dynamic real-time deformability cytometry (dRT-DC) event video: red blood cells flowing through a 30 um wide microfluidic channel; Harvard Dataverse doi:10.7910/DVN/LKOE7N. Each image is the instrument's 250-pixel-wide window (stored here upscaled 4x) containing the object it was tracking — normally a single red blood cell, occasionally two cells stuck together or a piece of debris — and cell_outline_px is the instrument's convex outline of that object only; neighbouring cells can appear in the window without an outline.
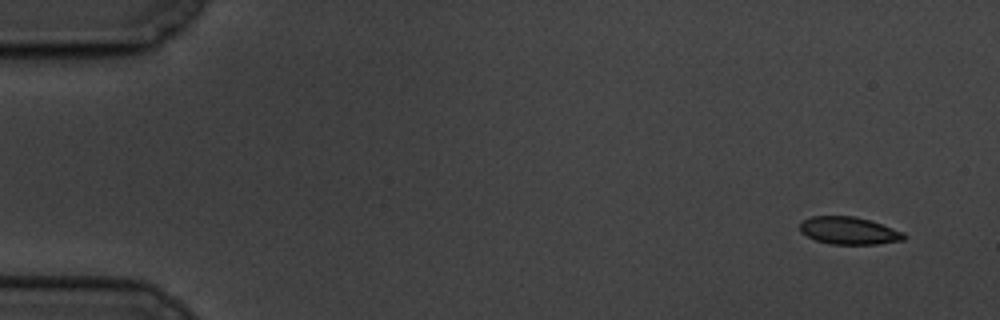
{"species": "common noctule bat (a hibernating species)", "species_latin": "Nyctalus noctula", "temperature_condition": "cold", "stored_images_in_passage": 5, "camera_frame_rate_fps": 3000, "um_per_image_px": 0.085, "animal": {"sex": "male", "body_mass_g": 19.5, "forearm_length_mm": 54.6}, "frame": {"image": 1, "passage_image": 1, "time_ms": 0.0, "image_size_px": [1000, 320], "cell_outline_px": [[908, 236], [904, 240], [876, 244], [832, 244], [816, 240], [800, 232], [800, 224], [804, 220], [812, 216], [852, 216], [868, 220], [904, 232]], "centroid_in_image_um": [72.17, 19.61], "position_along_channel_um": 12.8, "area_um2": 16.47}}
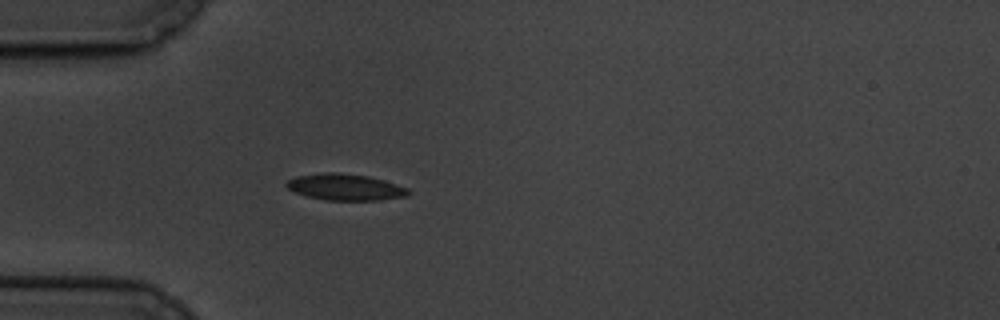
{"frame": {"image": 2, "passage_image": 5, "time_ms": 4.667, "image_size_px": [1000, 320], "cell_outline_px": [[412, 192], [408, 196], [380, 200], [324, 200], [308, 196], [296, 192], [288, 188], [284, 184], [288, 180], [296, 176], [324, 172], [340, 172], [368, 176], [384, 180], [408, 188]], "centroid_in_image_um": [29.37, 15.9], "position_along_channel_um": 55.6, "area_um2": 18.84}}